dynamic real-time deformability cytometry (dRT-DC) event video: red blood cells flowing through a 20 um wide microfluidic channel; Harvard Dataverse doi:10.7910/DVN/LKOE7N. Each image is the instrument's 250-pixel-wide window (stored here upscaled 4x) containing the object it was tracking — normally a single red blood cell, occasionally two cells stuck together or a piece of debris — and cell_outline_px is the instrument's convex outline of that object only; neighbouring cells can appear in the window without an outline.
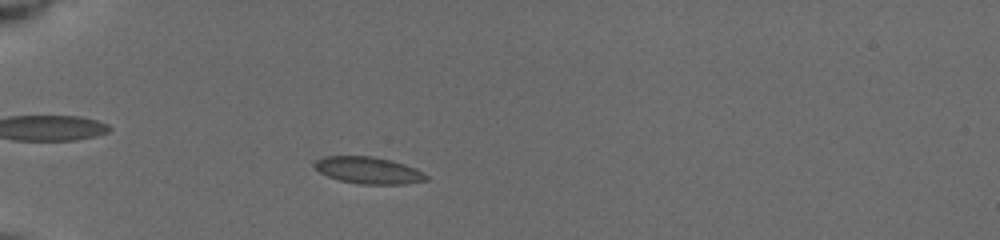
{"species": "common noctule bat (a hibernating species)", "species_latin": "Nyctalus noctula", "temperature_condition": "cold", "stored_images_in_passage": 28, "camera_frame_rate_fps": 3000, "um_per_image_px": 0.085, "animal": {"sex": "female", "body_mass_g": 19.5, "forearm_length_mm": 54.1}, "frame": {"image": 1, "passage_image": 2, "time_ms": 0.667, "image_size_px": [1000, 240], "cell_outline_px": [[428, 180], [404, 184], [360, 184], [340, 180], [328, 176], [320, 172], [312, 164], [316, 160], [324, 156], [372, 156], [392, 160], [416, 168], [424, 172], [428, 176]], "centroid_in_image_um": [31.34, 14.47], "position_along_channel_um": 53.7, "area_um2": 17.51}}
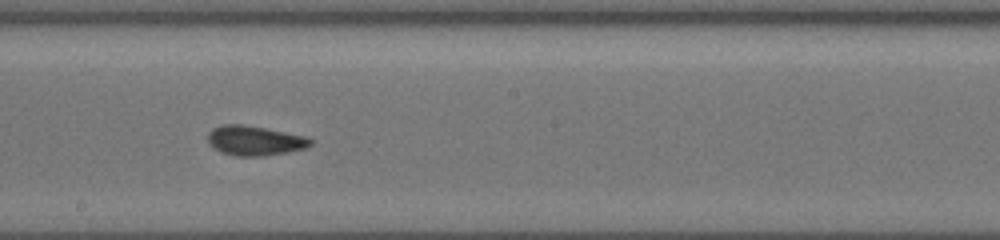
{"frame": {"image": 2, "passage_image": 14, "time_ms": 5.667, "image_size_px": [1000, 240], "cell_outline_px": [[312, 144], [304, 148], [288, 152], [264, 156], [236, 156], [220, 152], [208, 144], [208, 132], [212, 128], [224, 124], [240, 124], [264, 128], [304, 136], [312, 140]], "centroid_in_image_um": [21.6, 11.96], "position_along_channel_um": 226.6, "area_um2": 17.69}}
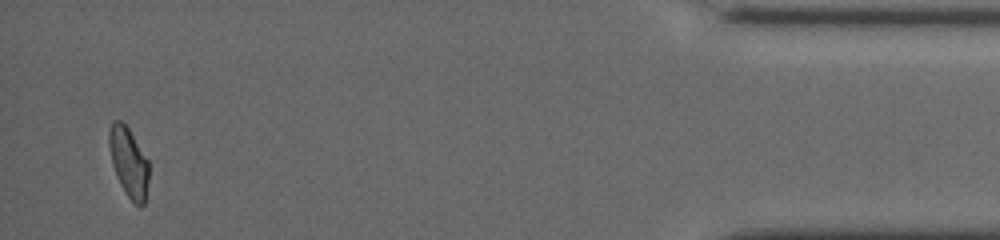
{"frame": {"image": 3, "passage_image": 28, "time_ms": 12.333, "image_size_px": [1000, 240], "cell_outline_px": [[148, 180], [144, 204], [140, 208], [128, 196], [120, 184], [116, 176], [112, 164], [108, 144], [108, 132], [112, 120], [120, 120], [128, 128], [148, 160]], "centroid_in_image_um": [10.91, 13.77], "position_along_channel_um": 424.3, "area_um2": 16.01}, "authors_computed_cell_mechanics": {"area_um2": 17.34, "velocity_mm_per_s": 3.9231, "shape_relaxation_time_tau1_ms": 6.9026, "shape_relaxation_time_tau2_ms": 1.6011, "deformation_change_tau1": 0.1156, "deformation_change_tau2": 0.0388}}